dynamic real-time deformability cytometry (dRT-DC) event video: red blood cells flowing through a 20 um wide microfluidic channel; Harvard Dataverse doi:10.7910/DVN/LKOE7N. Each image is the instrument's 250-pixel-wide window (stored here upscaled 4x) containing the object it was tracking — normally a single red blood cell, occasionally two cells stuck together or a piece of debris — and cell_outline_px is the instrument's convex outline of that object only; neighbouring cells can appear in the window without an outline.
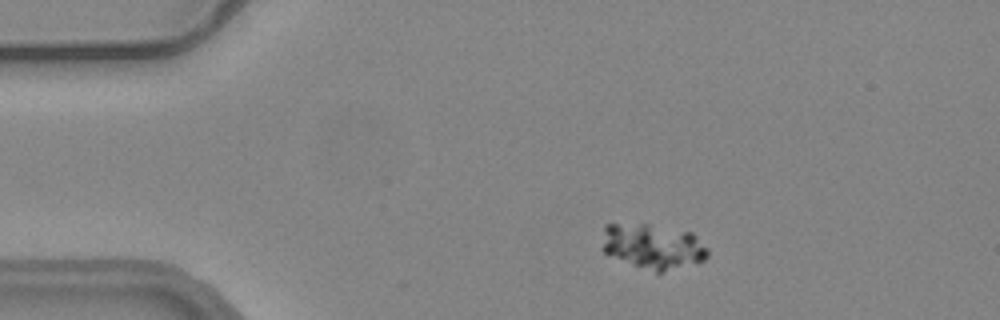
{"species": "common noctule bat (a hibernating species)", "species_latin": "Nyctalus noctula", "temperature_condition": "warm", "stored_images_in_passage": 47, "camera_frame_rate_fps": 3000, "um_per_image_px": 0.085, "animal": {"sex": "female", "body_mass_g": 24.6, "forearm_length_mm": 56.2}, "frame": {"image": 1, "passage_image": 1, "time_ms": 0.0, "image_size_px": [1000, 320], "cell_outline_px": [[708, 256], [704, 260], [664, 272], [656, 272], [604, 252], [600, 248], [604, 224], [648, 224], [692, 232], [708, 248]], "centroid_in_image_um": [55.5, 20.91], "position_along_channel_um": 29.5, "area_um2": 27.46}}
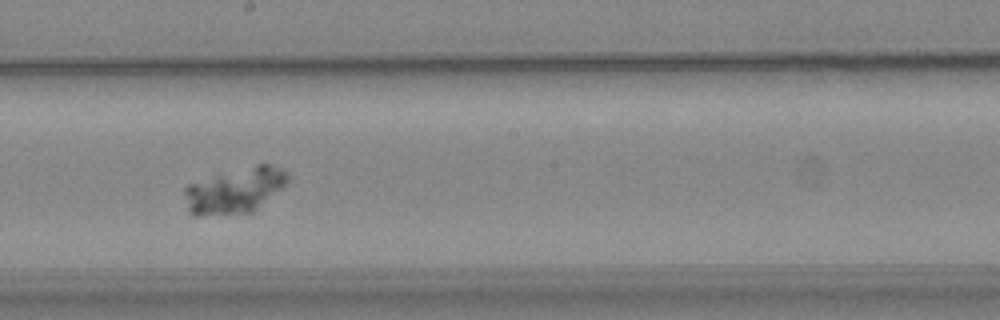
{"frame": {"image": 2, "passage_image": 22, "time_ms": 7.0, "image_size_px": [1000, 320], "cell_outline_px": [[288, 180], [280, 188], [252, 212], [200, 216], [192, 216], [188, 212], [184, 192], [184, 188], [188, 184], [256, 164], [268, 164], [280, 168], [288, 172]], "centroid_in_image_um": [19.93, 16.21], "position_along_channel_um": 228.3, "area_um2": 26.7}}
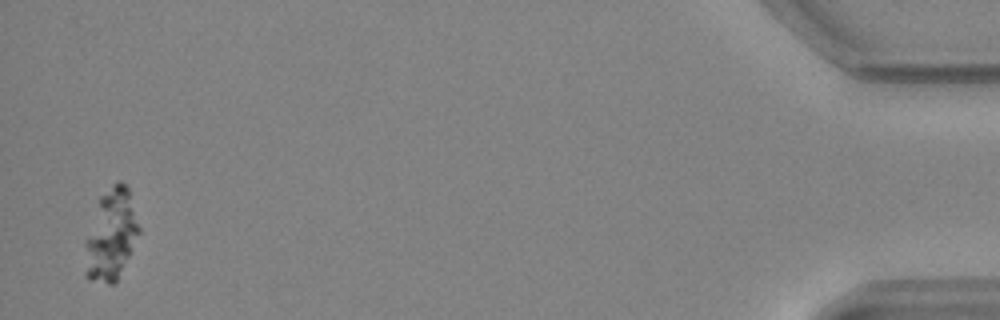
{"frame": {"image": 3, "passage_image": 46, "time_ms": 15.0, "image_size_px": [1000, 320], "cell_outline_px": [[140, 232], [116, 280], [112, 284], [108, 284], [88, 280], [84, 276], [84, 244], [100, 196], [116, 180], [120, 180], [128, 188], [140, 228]], "centroid_in_image_um": [9.4, 19.97], "position_along_channel_um": 425.8, "area_um2": 28.5}}